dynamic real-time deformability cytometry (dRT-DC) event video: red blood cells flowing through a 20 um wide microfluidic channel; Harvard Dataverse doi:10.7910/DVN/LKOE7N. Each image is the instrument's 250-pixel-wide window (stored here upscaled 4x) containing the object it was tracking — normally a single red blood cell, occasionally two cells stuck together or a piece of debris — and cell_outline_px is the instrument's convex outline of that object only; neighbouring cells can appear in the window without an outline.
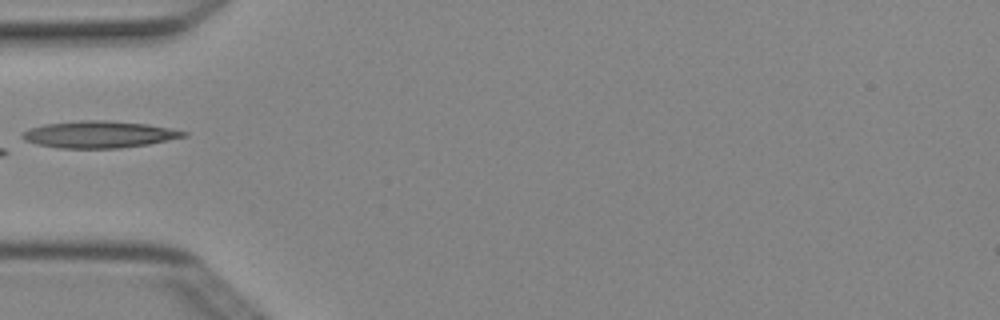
{"species": "Egyptian fruit bat (a non-hibernating species)", "species_latin": "Rousettus aegyptiacus", "temperature_condition": "cold", "stored_images_in_passage": 4, "camera_frame_rate_fps": 3000, "um_per_image_px": 0.085, "animal": {"sex": "female"}, "frame": {"image": 1, "passage_image": 3, "time_ms": 0.667, "image_size_px": [1000, 320], "cell_outline_px": [[188, 136], [148, 144], [120, 148], [60, 148], [36, 144], [24, 140], [20, 136], [28, 128], [44, 124], [80, 120], [104, 120], [148, 124], [188, 132]], "centroid_in_image_um": [8.4, 11.42], "position_along_channel_um": 76.6, "area_um2": 25.26}}
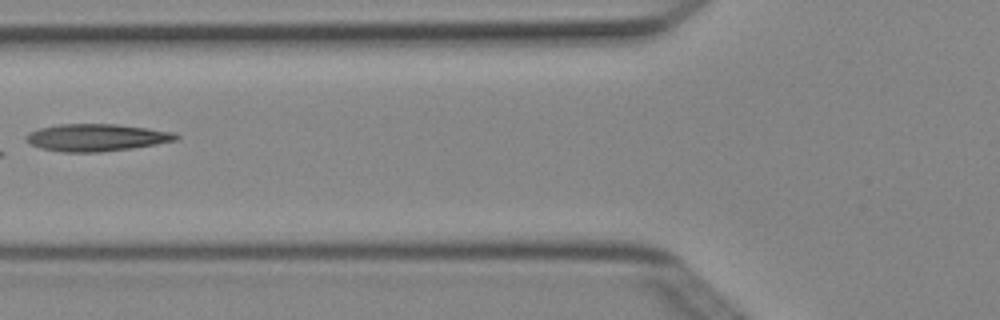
{"frame": {"image": 2, "passage_image": 4, "time_ms": 1.0, "image_size_px": [1000, 320], "cell_outline_px": [[180, 136], [176, 140], [156, 144], [132, 148], [100, 152], [64, 152], [40, 148], [24, 140], [24, 136], [28, 132], [40, 128], [60, 124], [116, 124], [148, 128], [176, 132]], "centroid_in_image_um": [8.2, 11.68], "position_along_channel_um": 117.6, "area_um2": 23.87}}